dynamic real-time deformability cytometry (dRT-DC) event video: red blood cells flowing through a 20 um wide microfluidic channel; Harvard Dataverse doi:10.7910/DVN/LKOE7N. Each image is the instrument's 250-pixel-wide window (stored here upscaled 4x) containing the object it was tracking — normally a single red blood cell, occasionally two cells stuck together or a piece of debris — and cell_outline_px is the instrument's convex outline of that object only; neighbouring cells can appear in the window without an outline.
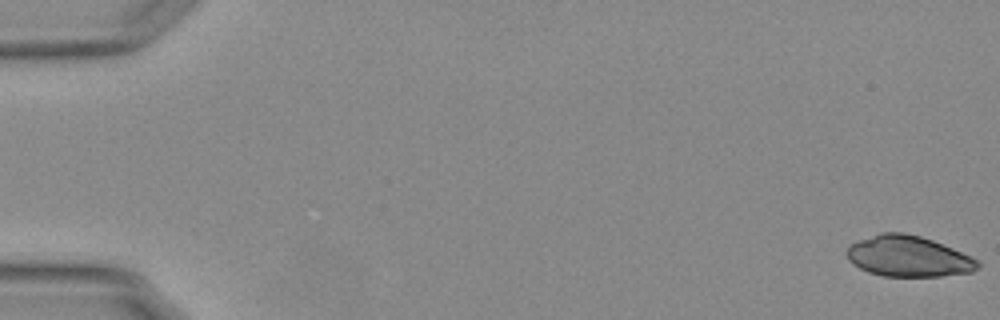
{"species": "Egyptian fruit bat (a non-hibernating species)", "species_latin": "Rousettus aegyptiacus", "temperature_condition": "warm", "stored_images_in_passage": 18, "camera_frame_rate_fps": 3000, "um_per_image_px": 0.085, "animal": {"sex": "female"}, "frame": {"image": 1, "passage_image": 1, "time_ms": 0.0, "image_size_px": [1000, 320], "cell_outline_px": [[980, 264], [972, 272], [940, 276], [884, 276], [868, 272], [852, 264], [848, 260], [844, 252], [852, 244], [860, 240], [880, 232], [900, 232], [920, 236], [932, 240], [972, 256]], "centroid_in_image_um": [77.18, 21.79], "position_along_channel_um": 7.8, "area_um2": 31.04}}